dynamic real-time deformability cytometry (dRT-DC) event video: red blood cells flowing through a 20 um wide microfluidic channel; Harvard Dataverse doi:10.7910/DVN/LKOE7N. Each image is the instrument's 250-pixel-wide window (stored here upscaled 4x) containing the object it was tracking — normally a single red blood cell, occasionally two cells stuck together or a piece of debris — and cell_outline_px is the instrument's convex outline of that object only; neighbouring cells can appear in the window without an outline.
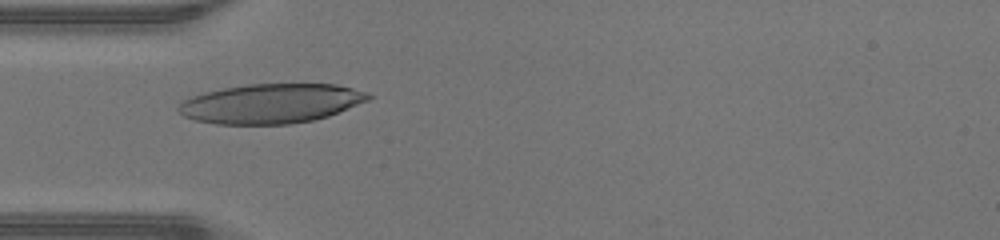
{"species": "human", "species_latin": "Homo sapiens", "temperature_condition": "warm", "stored_images_in_passage": 36, "camera_frame_rate_fps": 3000, "um_per_image_px": 0.085, "donor": {"sex": "male"}, "frame": {"image": 1, "passage_image": 5, "time_ms": 1.333, "image_size_px": [1000, 240], "cell_outline_px": [[372, 96], [368, 100], [328, 116], [312, 120], [288, 124], [216, 124], [196, 120], [184, 116], [176, 108], [184, 100], [192, 96], [204, 92], [224, 88], [248, 84], [336, 84], [352, 88], [364, 92]], "centroid_in_image_um": [23.01, 8.8], "position_along_channel_um": 62.0, "area_um2": 43.35}}
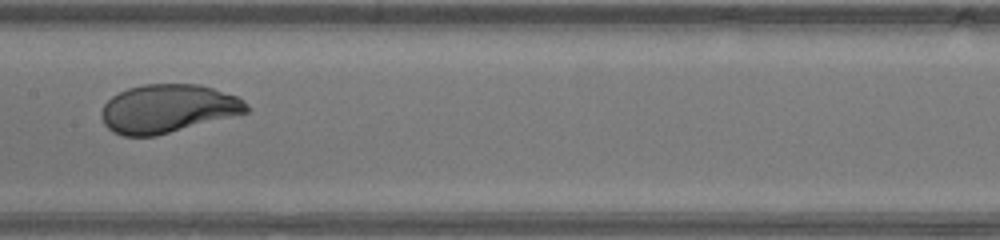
{"frame": {"image": 2, "passage_image": 14, "time_ms": 4.333, "image_size_px": [1000, 240], "cell_outline_px": [[248, 112], [156, 136], [124, 136], [112, 132], [104, 124], [100, 112], [104, 104], [112, 96], [128, 88], [144, 84], [200, 84], [236, 96], [244, 100], [248, 104]], "centroid_in_image_um": [14.24, 9.23], "position_along_channel_um": 193.2, "area_um2": 40.81}}
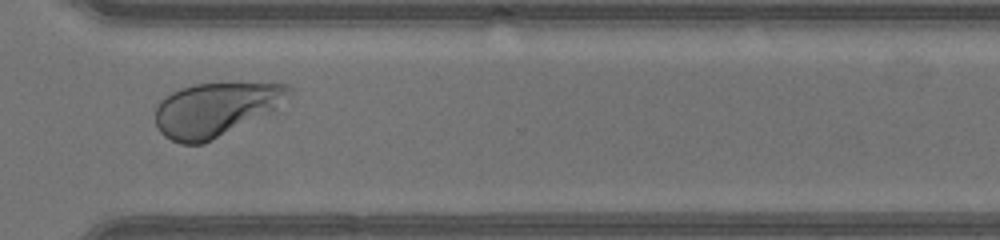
{"frame": {"image": 3, "passage_image": 25, "time_ms": 8.0, "image_size_px": [1000, 240], "cell_outline_px": [[296, 92], [276, 108], [204, 144], [180, 144], [164, 136], [160, 132], [156, 124], [156, 104], [160, 100], [172, 92], [180, 88], [196, 84], [236, 80], [288, 84]], "centroid_in_image_um": [18.37, 9.23], "position_along_channel_um": 352.2, "area_um2": 42.71}, "authors_computed_cell_mechanics": {"area_um2": 41.9628, "velocity_mm_per_s": 4.3523, "shape_relaxation_time_tau1_ms": 2.1748, "shape_relaxation_time_tau2_ms": null, "deformation_change_tau1": 0.1706, "deformation_change_tau2": null}}